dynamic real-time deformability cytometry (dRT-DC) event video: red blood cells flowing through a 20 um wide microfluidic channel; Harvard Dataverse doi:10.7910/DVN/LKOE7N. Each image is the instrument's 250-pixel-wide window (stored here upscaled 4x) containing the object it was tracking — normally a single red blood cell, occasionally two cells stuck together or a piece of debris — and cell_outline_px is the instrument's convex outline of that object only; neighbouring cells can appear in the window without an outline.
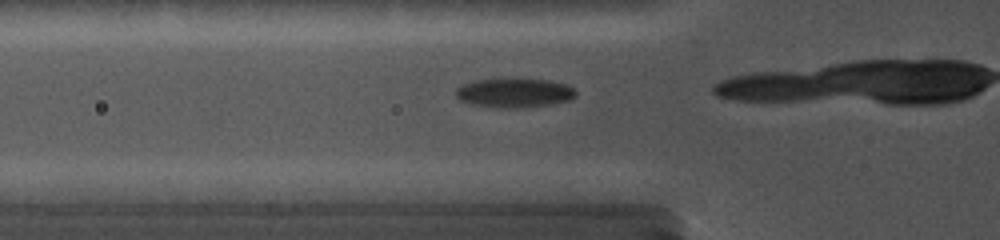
{"species": "common noctule bat (a hibernating species)", "species_latin": "Nyctalus noctula", "temperature_condition": "cold", "stored_images_in_passage": 8, "camera_frame_rate_fps": 5000, "um_per_image_px": 0.085, "animal": {"sex": "female", "body_mass_g": 19.0, "forearm_length_mm": 56.7}, "frame": {"image": 1, "passage_image": 2, "time_ms": 0.4, "image_size_px": [1000, 240], "cell_outline_px": [[576, 96], [572, 100], [548, 104], [520, 108], [496, 108], [472, 104], [460, 100], [456, 96], [456, 88], [464, 84], [476, 80], [548, 80], [564, 84], [572, 88], [576, 92]], "centroid_in_image_um": [43.71, 7.92], "position_along_channel_um": 82.1, "area_um2": 20.0}}